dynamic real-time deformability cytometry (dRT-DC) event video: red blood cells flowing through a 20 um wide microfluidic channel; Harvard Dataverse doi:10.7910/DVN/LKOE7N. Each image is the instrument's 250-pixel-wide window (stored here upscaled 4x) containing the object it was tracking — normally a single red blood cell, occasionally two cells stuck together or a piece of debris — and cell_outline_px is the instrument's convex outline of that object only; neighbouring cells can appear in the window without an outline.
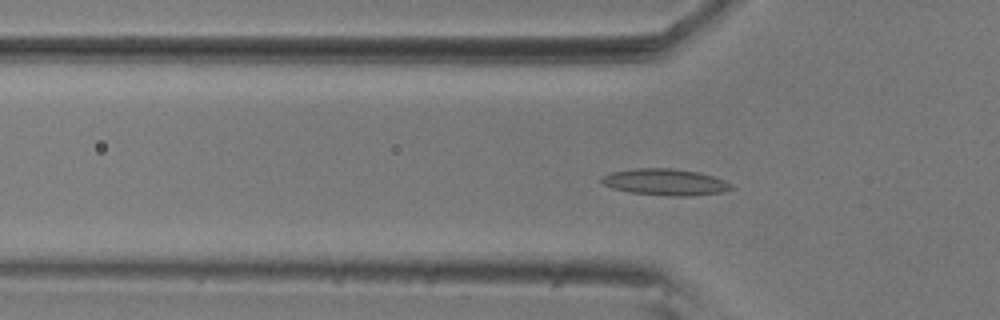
{"species": "common noctule bat (a hibernating species)", "species_latin": "Nyctalus noctula", "temperature_condition": "room temperature", "stored_images_in_passage": 56, "segment_of_instrument_passage": [1, 2], "camera_frame_rate_fps": 3000, "um_per_image_px": 0.085, "animal": {"sex": "male", "body_mass_g": 20.5, "forearm_length_mm": 52.5}, "frame": {"image": 1, "passage_image": 17, "time_ms": 5.333, "image_size_px": [1000, 320], "cell_outline_px": [[732, 188], [724, 192], [692, 196], [668, 196], [632, 192], [612, 188], [604, 184], [600, 180], [604, 176], [612, 172], [636, 168], [672, 168], [696, 172], [712, 176], [724, 180], [732, 184]], "centroid_in_image_um": [56.57, 15.48], "position_along_channel_um": 69.2, "area_um2": 19.83}}
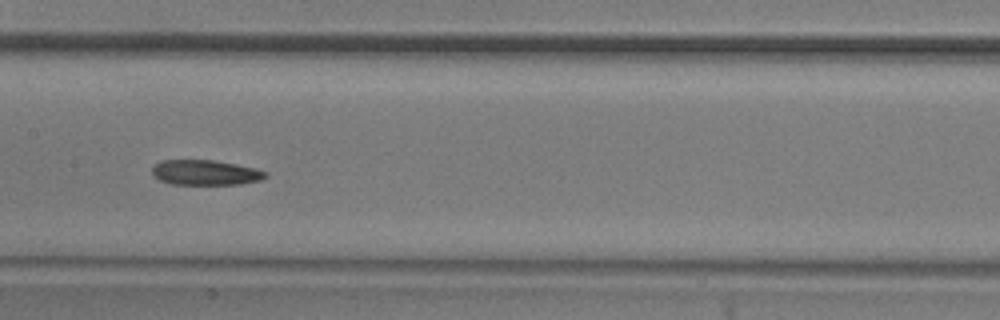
{"frame": {"image": 2, "passage_image": 27, "time_ms": 8.667, "image_size_px": [1000, 320], "cell_outline_px": [[268, 176], [260, 180], [240, 184], [172, 184], [160, 180], [152, 172], [152, 168], [160, 160], [212, 160], [236, 164], [268, 172]], "centroid_in_image_um": [17.47, 14.66], "position_along_channel_um": 189.9, "area_um2": 16.42}}
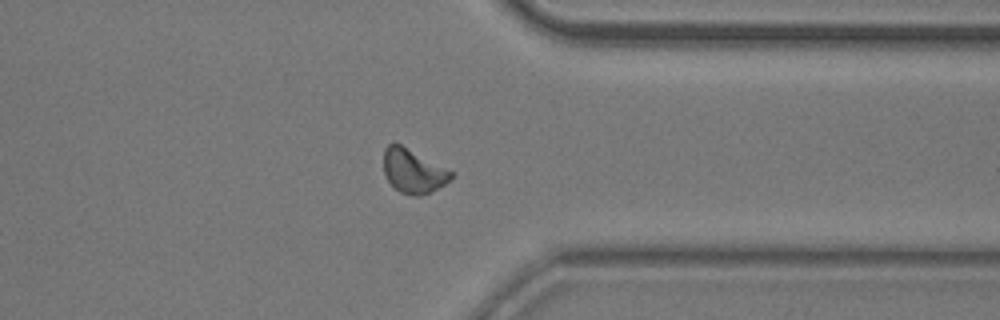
{"frame": {"image": 3, "passage_image": 43, "time_ms": 14.0, "image_size_px": [1000, 320], "cell_outline_px": [[456, 172], [444, 184], [432, 192], [420, 196], [412, 196], [400, 192], [388, 180], [384, 172], [384, 148], [388, 144], [400, 144]], "centroid_in_image_um": [35.15, 14.55], "position_along_channel_um": 376.3, "area_um2": 17.28}}